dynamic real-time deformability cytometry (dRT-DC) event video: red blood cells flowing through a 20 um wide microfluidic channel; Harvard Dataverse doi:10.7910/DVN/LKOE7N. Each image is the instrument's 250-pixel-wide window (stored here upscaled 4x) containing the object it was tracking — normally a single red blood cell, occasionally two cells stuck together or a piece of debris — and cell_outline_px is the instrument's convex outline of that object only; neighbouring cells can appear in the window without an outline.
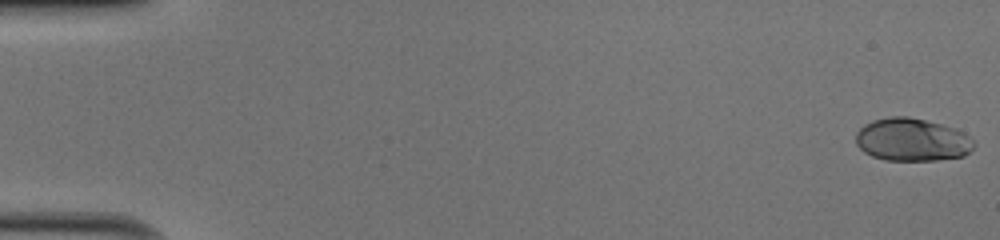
{"species": "human", "species_latin": "Homo sapiens", "temperature_condition": "cold", "stored_images_in_passage": 51, "camera_frame_rate_fps": 3000, "um_per_image_px": 0.085, "donor": {"sex": "male"}, "frame": {"image": 1, "passage_image": 1, "time_ms": 0.0, "image_size_px": [1000, 240], "cell_outline_px": [[976, 144], [964, 156], [936, 160], [884, 160], [872, 156], [864, 152], [856, 144], [856, 132], [864, 124], [872, 120], [888, 116], [908, 116], [956, 128], [964, 132]], "centroid_in_image_um": [77.5, 11.87], "position_along_channel_um": 7.5, "area_um2": 29.59}}
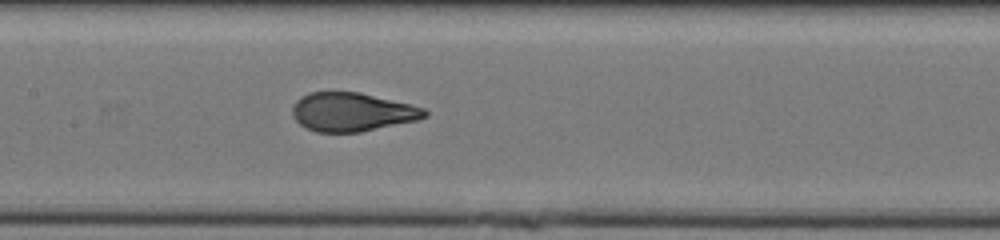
{"frame": {"image": 2, "passage_image": 26, "time_ms": 8.333, "image_size_px": [1000, 240], "cell_outline_px": [[428, 116], [420, 120], [360, 132], [316, 132], [304, 128], [292, 116], [292, 108], [296, 100], [300, 96], [308, 92], [360, 92], [424, 108], [428, 112]], "centroid_in_image_um": [29.91, 9.53], "position_along_channel_um": 177.5, "area_um2": 30.0}}
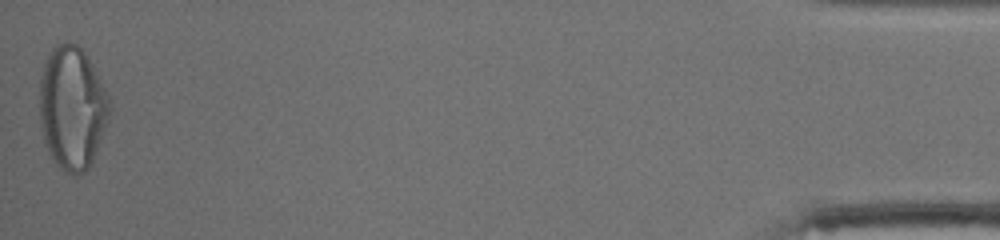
{"frame": {"image": 3, "passage_image": 51, "time_ms": 16.667, "image_size_px": [1000, 240], "cell_outline_px": [[112, 108], [108, 120], [92, 164], [88, 168], [76, 176], [68, 172], [56, 164], [48, 152], [44, 144], [40, 120], [40, 80], [44, 64], [48, 52], [56, 44], [76, 44], [88, 56], [112, 100]], "centroid_in_image_um": [6.16, 9.17], "position_along_channel_um": 429.0, "area_um2": 50.52}, "authors_computed_cell_mechanics": {"area_um2": 30.4606, "velocity_mm_per_s": 4.0849, "shape_relaxation_time_tau1_ms": 5.711, "shape_relaxation_time_tau2_ms": null, "deformation_change_tau1": 0.2343, "deformation_change_tau2": null}}